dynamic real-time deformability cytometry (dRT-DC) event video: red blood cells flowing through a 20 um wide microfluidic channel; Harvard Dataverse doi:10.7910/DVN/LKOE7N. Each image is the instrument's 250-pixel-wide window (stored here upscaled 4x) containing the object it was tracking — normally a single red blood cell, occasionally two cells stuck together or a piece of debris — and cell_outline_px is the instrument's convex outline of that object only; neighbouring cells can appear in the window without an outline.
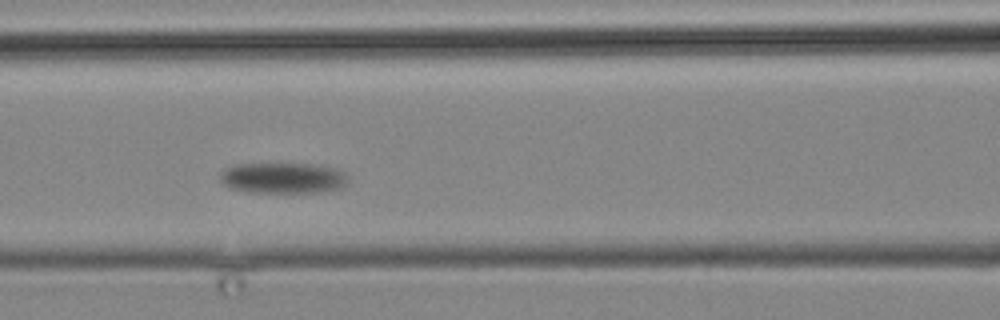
{"species": "common noctule bat (a hibernating species)", "species_latin": "Nyctalus noctula", "temperature_condition": "cold", "stored_images_in_passage": 7, "camera_frame_rate_fps": 3000, "um_per_image_px": 0.085, "animal": {"sex": "male", "body_mass_g": 19.2, "forearm_length_mm": 51.8}, "frame": {"image": 1, "passage_image": 4, "time_ms": 3.333, "image_size_px": [1000, 320], "cell_outline_px": [[348, 184], [340, 188], [320, 192], [248, 192], [232, 188], [224, 184], [220, 180], [220, 176], [224, 168], [236, 164], [312, 164], [340, 168], [348, 176]], "centroid_in_image_um": [24.1, 15.12], "position_along_channel_um": 142.5, "area_um2": 23.12}}
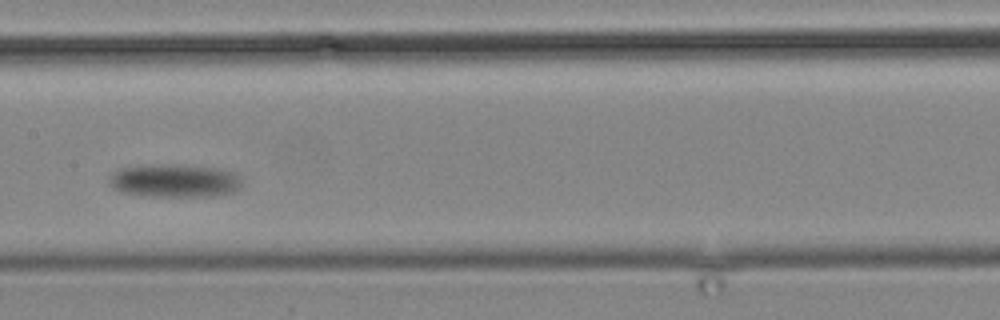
{"frame": {"image": 2, "passage_image": 5, "time_ms": 5.333, "image_size_px": [1000, 320], "cell_outline_px": [[240, 184], [232, 192], [216, 196], [152, 196], [120, 192], [112, 188], [108, 184], [108, 176], [112, 172], [120, 168], [140, 164], [152, 164], [216, 168], [232, 172], [240, 180]], "centroid_in_image_um": [14.7, 15.36], "position_along_channel_um": 192.7, "area_um2": 25.49}}
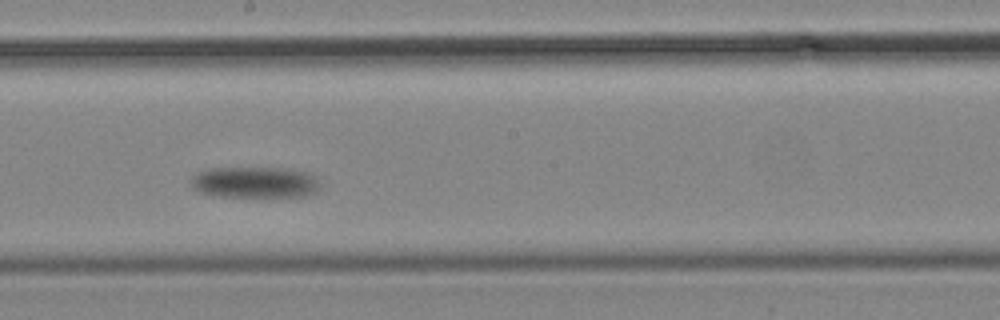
{"frame": {"image": 3, "passage_image": 6, "time_ms": 6.667, "image_size_px": [1000, 320], "cell_outline_px": [[320, 188], [316, 192], [308, 196], [272, 200], [212, 196], [200, 192], [192, 184], [192, 176], [196, 172], [208, 168], [288, 168], [308, 172], [316, 180]], "centroid_in_image_um": [21.7, 15.56], "position_along_channel_um": 226.5, "area_um2": 24.8}}